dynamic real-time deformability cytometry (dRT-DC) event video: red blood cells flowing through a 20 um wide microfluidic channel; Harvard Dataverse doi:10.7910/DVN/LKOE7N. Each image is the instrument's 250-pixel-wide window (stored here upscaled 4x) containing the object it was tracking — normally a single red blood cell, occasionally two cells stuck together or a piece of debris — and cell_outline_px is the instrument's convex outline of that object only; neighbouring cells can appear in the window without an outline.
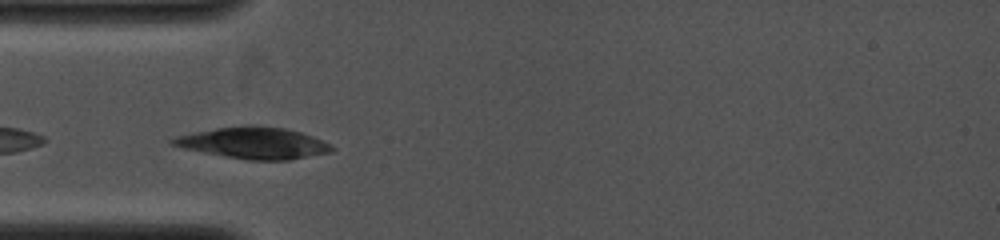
{"species": "common noctule bat (a hibernating species)", "species_latin": "Nyctalus noctula", "temperature_condition": "cold", "stored_images_in_passage": 6, "camera_frame_rate_fps": 4000, "um_per_image_px": 0.085, "animal": {"sex": "female", "body_mass_g": 19.0, "forearm_length_mm": 53.3}, "frame": {"image": 1, "passage_image": 1, "time_ms": 0.0, "image_size_px": [1000, 240], "cell_outline_px": [[336, 148], [332, 152], [288, 160], [248, 160], [224, 156], [184, 148], [168, 144], [168, 140], [176, 136], [192, 132], [216, 128], [248, 124], [252, 124], [284, 128], [300, 132], [312, 136], [332, 144]], "centroid_in_image_um": [21.56, 12.14], "position_along_channel_um": 63.4, "area_um2": 29.42}}
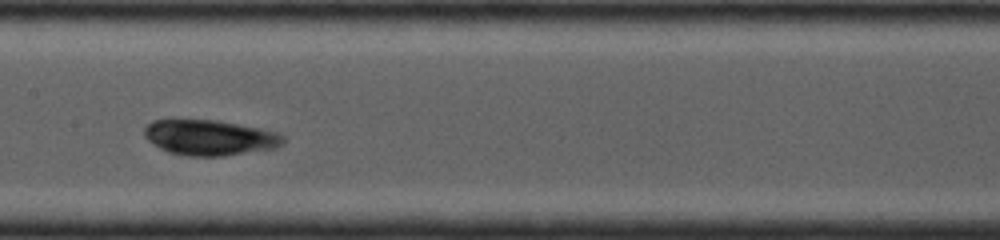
{"frame": {"image": 2, "passage_image": 5, "time_ms": 3.0, "image_size_px": [1000, 240], "cell_outline_px": [[284, 144], [276, 148], [224, 156], [188, 156], [168, 152], [152, 144], [144, 136], [144, 128], [152, 120], [172, 116], [216, 120], [276, 132], [284, 136]], "centroid_in_image_um": [17.73, 11.65], "position_along_channel_um": 189.7, "area_um2": 29.48}}
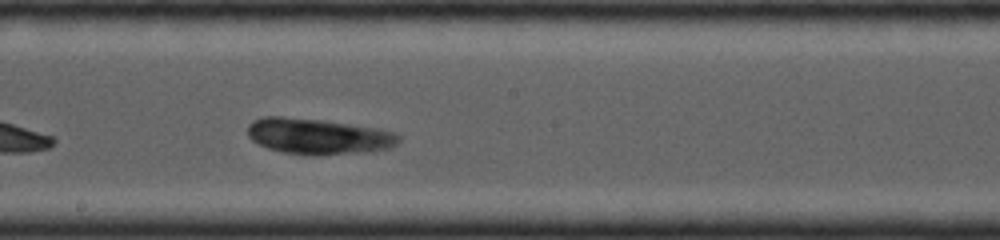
{"frame": {"image": 3, "passage_image": 6, "time_ms": 3.75, "image_size_px": [1000, 240], "cell_outline_px": [[400, 140], [396, 144], [388, 148], [364, 152], [316, 156], [308, 156], [284, 152], [268, 148], [252, 140], [248, 136], [248, 124], [252, 120], [264, 116], [280, 116], [324, 120], [376, 128], [392, 132], [400, 136]], "centroid_in_image_um": [27.01, 11.59], "position_along_channel_um": 221.2, "area_um2": 31.62}}